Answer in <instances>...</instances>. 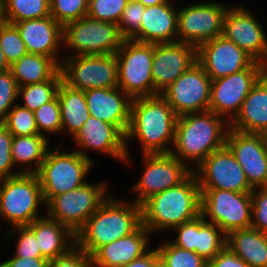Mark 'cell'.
<instances>
[{
	"instance_id": "15",
	"label": "cell",
	"mask_w": 267,
	"mask_h": 267,
	"mask_svg": "<svg viewBox=\"0 0 267 267\" xmlns=\"http://www.w3.org/2000/svg\"><path fill=\"white\" fill-rule=\"evenodd\" d=\"M212 80L196 62L160 95L178 115L209 110Z\"/></svg>"
},
{
	"instance_id": "18",
	"label": "cell",
	"mask_w": 267,
	"mask_h": 267,
	"mask_svg": "<svg viewBox=\"0 0 267 267\" xmlns=\"http://www.w3.org/2000/svg\"><path fill=\"white\" fill-rule=\"evenodd\" d=\"M197 62V48L183 42L154 44L152 78L154 95L160 94Z\"/></svg>"
},
{
	"instance_id": "46",
	"label": "cell",
	"mask_w": 267,
	"mask_h": 267,
	"mask_svg": "<svg viewBox=\"0 0 267 267\" xmlns=\"http://www.w3.org/2000/svg\"><path fill=\"white\" fill-rule=\"evenodd\" d=\"M176 237L171 241L175 246L196 253L198 240V217L182 223L173 229Z\"/></svg>"
},
{
	"instance_id": "33",
	"label": "cell",
	"mask_w": 267,
	"mask_h": 267,
	"mask_svg": "<svg viewBox=\"0 0 267 267\" xmlns=\"http://www.w3.org/2000/svg\"><path fill=\"white\" fill-rule=\"evenodd\" d=\"M226 241L227 235L217 225L198 216L197 254L209 261L226 247Z\"/></svg>"
},
{
	"instance_id": "32",
	"label": "cell",
	"mask_w": 267,
	"mask_h": 267,
	"mask_svg": "<svg viewBox=\"0 0 267 267\" xmlns=\"http://www.w3.org/2000/svg\"><path fill=\"white\" fill-rule=\"evenodd\" d=\"M61 82L62 76L59 70L50 80L19 87L18 98L21 97L23 100V105L20 106L34 112L57 96Z\"/></svg>"
},
{
	"instance_id": "28",
	"label": "cell",
	"mask_w": 267,
	"mask_h": 267,
	"mask_svg": "<svg viewBox=\"0 0 267 267\" xmlns=\"http://www.w3.org/2000/svg\"><path fill=\"white\" fill-rule=\"evenodd\" d=\"M226 246L249 267H267V233L253 227L235 230L227 235Z\"/></svg>"
},
{
	"instance_id": "11",
	"label": "cell",
	"mask_w": 267,
	"mask_h": 267,
	"mask_svg": "<svg viewBox=\"0 0 267 267\" xmlns=\"http://www.w3.org/2000/svg\"><path fill=\"white\" fill-rule=\"evenodd\" d=\"M60 72L62 82L76 90L118 87L116 54L63 57Z\"/></svg>"
},
{
	"instance_id": "23",
	"label": "cell",
	"mask_w": 267,
	"mask_h": 267,
	"mask_svg": "<svg viewBox=\"0 0 267 267\" xmlns=\"http://www.w3.org/2000/svg\"><path fill=\"white\" fill-rule=\"evenodd\" d=\"M92 117L116 125L125 135L130 124L132 99L120 88H94L84 91Z\"/></svg>"
},
{
	"instance_id": "22",
	"label": "cell",
	"mask_w": 267,
	"mask_h": 267,
	"mask_svg": "<svg viewBox=\"0 0 267 267\" xmlns=\"http://www.w3.org/2000/svg\"><path fill=\"white\" fill-rule=\"evenodd\" d=\"M14 25L28 53L52 58L60 66L63 59L59 51L63 47V27L52 16L24 20Z\"/></svg>"
},
{
	"instance_id": "24",
	"label": "cell",
	"mask_w": 267,
	"mask_h": 267,
	"mask_svg": "<svg viewBox=\"0 0 267 267\" xmlns=\"http://www.w3.org/2000/svg\"><path fill=\"white\" fill-rule=\"evenodd\" d=\"M150 234L141 224L130 235L103 245L91 256V267H124L150 250Z\"/></svg>"
},
{
	"instance_id": "40",
	"label": "cell",
	"mask_w": 267,
	"mask_h": 267,
	"mask_svg": "<svg viewBox=\"0 0 267 267\" xmlns=\"http://www.w3.org/2000/svg\"><path fill=\"white\" fill-rule=\"evenodd\" d=\"M13 229L4 232L5 239H12L15 233L17 236L16 249L13 256L22 258H44L38 247L34 232L28 226H16Z\"/></svg>"
},
{
	"instance_id": "4",
	"label": "cell",
	"mask_w": 267,
	"mask_h": 267,
	"mask_svg": "<svg viewBox=\"0 0 267 267\" xmlns=\"http://www.w3.org/2000/svg\"><path fill=\"white\" fill-rule=\"evenodd\" d=\"M141 224L140 205L109 196L75 235L76 245L91 257L103 245L130 235Z\"/></svg>"
},
{
	"instance_id": "56",
	"label": "cell",
	"mask_w": 267,
	"mask_h": 267,
	"mask_svg": "<svg viewBox=\"0 0 267 267\" xmlns=\"http://www.w3.org/2000/svg\"><path fill=\"white\" fill-rule=\"evenodd\" d=\"M263 65H264V69H265L267 67V59Z\"/></svg>"
},
{
	"instance_id": "41",
	"label": "cell",
	"mask_w": 267,
	"mask_h": 267,
	"mask_svg": "<svg viewBox=\"0 0 267 267\" xmlns=\"http://www.w3.org/2000/svg\"><path fill=\"white\" fill-rule=\"evenodd\" d=\"M145 6L138 0H128L118 27L125 40H132L140 31Z\"/></svg>"
},
{
	"instance_id": "48",
	"label": "cell",
	"mask_w": 267,
	"mask_h": 267,
	"mask_svg": "<svg viewBox=\"0 0 267 267\" xmlns=\"http://www.w3.org/2000/svg\"><path fill=\"white\" fill-rule=\"evenodd\" d=\"M207 267H249V265L226 246L213 259L207 261Z\"/></svg>"
},
{
	"instance_id": "14",
	"label": "cell",
	"mask_w": 267,
	"mask_h": 267,
	"mask_svg": "<svg viewBox=\"0 0 267 267\" xmlns=\"http://www.w3.org/2000/svg\"><path fill=\"white\" fill-rule=\"evenodd\" d=\"M144 172L132 186L133 201L142 205L151 196L183 182L193 170L171 154H143Z\"/></svg>"
},
{
	"instance_id": "37",
	"label": "cell",
	"mask_w": 267,
	"mask_h": 267,
	"mask_svg": "<svg viewBox=\"0 0 267 267\" xmlns=\"http://www.w3.org/2000/svg\"><path fill=\"white\" fill-rule=\"evenodd\" d=\"M34 115L40 135L48 138L49 134L62 133L60 103L57 96L36 109Z\"/></svg>"
},
{
	"instance_id": "26",
	"label": "cell",
	"mask_w": 267,
	"mask_h": 267,
	"mask_svg": "<svg viewBox=\"0 0 267 267\" xmlns=\"http://www.w3.org/2000/svg\"><path fill=\"white\" fill-rule=\"evenodd\" d=\"M230 128L243 133L257 134L267 128V74L265 73L244 99Z\"/></svg>"
},
{
	"instance_id": "55",
	"label": "cell",
	"mask_w": 267,
	"mask_h": 267,
	"mask_svg": "<svg viewBox=\"0 0 267 267\" xmlns=\"http://www.w3.org/2000/svg\"><path fill=\"white\" fill-rule=\"evenodd\" d=\"M154 267H166L162 262L161 260H159Z\"/></svg>"
},
{
	"instance_id": "12",
	"label": "cell",
	"mask_w": 267,
	"mask_h": 267,
	"mask_svg": "<svg viewBox=\"0 0 267 267\" xmlns=\"http://www.w3.org/2000/svg\"><path fill=\"white\" fill-rule=\"evenodd\" d=\"M198 3L178 9L177 27V41L196 48L222 36L223 19L228 9V5L221 2Z\"/></svg>"
},
{
	"instance_id": "47",
	"label": "cell",
	"mask_w": 267,
	"mask_h": 267,
	"mask_svg": "<svg viewBox=\"0 0 267 267\" xmlns=\"http://www.w3.org/2000/svg\"><path fill=\"white\" fill-rule=\"evenodd\" d=\"M47 267H91V257L77 245L48 261Z\"/></svg>"
},
{
	"instance_id": "50",
	"label": "cell",
	"mask_w": 267,
	"mask_h": 267,
	"mask_svg": "<svg viewBox=\"0 0 267 267\" xmlns=\"http://www.w3.org/2000/svg\"><path fill=\"white\" fill-rule=\"evenodd\" d=\"M160 260L159 254L156 248L150 249L143 256L133 260L124 267H154Z\"/></svg>"
},
{
	"instance_id": "25",
	"label": "cell",
	"mask_w": 267,
	"mask_h": 267,
	"mask_svg": "<svg viewBox=\"0 0 267 267\" xmlns=\"http://www.w3.org/2000/svg\"><path fill=\"white\" fill-rule=\"evenodd\" d=\"M167 0L164 3L145 7L139 33L132 39L136 42L157 44L177 41L178 9Z\"/></svg>"
},
{
	"instance_id": "49",
	"label": "cell",
	"mask_w": 267,
	"mask_h": 267,
	"mask_svg": "<svg viewBox=\"0 0 267 267\" xmlns=\"http://www.w3.org/2000/svg\"><path fill=\"white\" fill-rule=\"evenodd\" d=\"M45 258H22L13 256L0 263V267H47Z\"/></svg>"
},
{
	"instance_id": "54",
	"label": "cell",
	"mask_w": 267,
	"mask_h": 267,
	"mask_svg": "<svg viewBox=\"0 0 267 267\" xmlns=\"http://www.w3.org/2000/svg\"><path fill=\"white\" fill-rule=\"evenodd\" d=\"M6 23L4 3L0 0V28Z\"/></svg>"
},
{
	"instance_id": "13",
	"label": "cell",
	"mask_w": 267,
	"mask_h": 267,
	"mask_svg": "<svg viewBox=\"0 0 267 267\" xmlns=\"http://www.w3.org/2000/svg\"><path fill=\"white\" fill-rule=\"evenodd\" d=\"M264 74L263 63L254 61L242 71L212 80L209 110L230 123L239 113L251 88Z\"/></svg>"
},
{
	"instance_id": "1",
	"label": "cell",
	"mask_w": 267,
	"mask_h": 267,
	"mask_svg": "<svg viewBox=\"0 0 267 267\" xmlns=\"http://www.w3.org/2000/svg\"><path fill=\"white\" fill-rule=\"evenodd\" d=\"M177 119L178 115L160 94L132 99L124 162L130 161L128 142L135 138L143 154H170Z\"/></svg>"
},
{
	"instance_id": "5",
	"label": "cell",
	"mask_w": 267,
	"mask_h": 267,
	"mask_svg": "<svg viewBox=\"0 0 267 267\" xmlns=\"http://www.w3.org/2000/svg\"><path fill=\"white\" fill-rule=\"evenodd\" d=\"M46 205L37 174L21 173L0 180V216L7 225L28 226L39 214V206Z\"/></svg>"
},
{
	"instance_id": "7",
	"label": "cell",
	"mask_w": 267,
	"mask_h": 267,
	"mask_svg": "<svg viewBox=\"0 0 267 267\" xmlns=\"http://www.w3.org/2000/svg\"><path fill=\"white\" fill-rule=\"evenodd\" d=\"M124 40L118 24L85 16L63 27V57L116 54Z\"/></svg>"
},
{
	"instance_id": "29",
	"label": "cell",
	"mask_w": 267,
	"mask_h": 267,
	"mask_svg": "<svg viewBox=\"0 0 267 267\" xmlns=\"http://www.w3.org/2000/svg\"><path fill=\"white\" fill-rule=\"evenodd\" d=\"M57 97L60 103L62 132L73 137L91 116L84 91L70 88L61 82Z\"/></svg>"
},
{
	"instance_id": "43",
	"label": "cell",
	"mask_w": 267,
	"mask_h": 267,
	"mask_svg": "<svg viewBox=\"0 0 267 267\" xmlns=\"http://www.w3.org/2000/svg\"><path fill=\"white\" fill-rule=\"evenodd\" d=\"M18 89L10 69L0 74V123L5 120L7 113L19 99Z\"/></svg>"
},
{
	"instance_id": "3",
	"label": "cell",
	"mask_w": 267,
	"mask_h": 267,
	"mask_svg": "<svg viewBox=\"0 0 267 267\" xmlns=\"http://www.w3.org/2000/svg\"><path fill=\"white\" fill-rule=\"evenodd\" d=\"M201 190L192 172L180 184L155 194L141 205L142 224L151 232L173 230L200 215Z\"/></svg>"
},
{
	"instance_id": "52",
	"label": "cell",
	"mask_w": 267,
	"mask_h": 267,
	"mask_svg": "<svg viewBox=\"0 0 267 267\" xmlns=\"http://www.w3.org/2000/svg\"><path fill=\"white\" fill-rule=\"evenodd\" d=\"M257 135L259 136V138L261 140L263 148L267 152V128L258 132Z\"/></svg>"
},
{
	"instance_id": "36",
	"label": "cell",
	"mask_w": 267,
	"mask_h": 267,
	"mask_svg": "<svg viewBox=\"0 0 267 267\" xmlns=\"http://www.w3.org/2000/svg\"><path fill=\"white\" fill-rule=\"evenodd\" d=\"M2 124L13 136H31L39 134L34 112L16 103L7 113Z\"/></svg>"
},
{
	"instance_id": "38",
	"label": "cell",
	"mask_w": 267,
	"mask_h": 267,
	"mask_svg": "<svg viewBox=\"0 0 267 267\" xmlns=\"http://www.w3.org/2000/svg\"><path fill=\"white\" fill-rule=\"evenodd\" d=\"M89 0H50L51 16L64 27L87 16Z\"/></svg>"
},
{
	"instance_id": "20",
	"label": "cell",
	"mask_w": 267,
	"mask_h": 267,
	"mask_svg": "<svg viewBox=\"0 0 267 267\" xmlns=\"http://www.w3.org/2000/svg\"><path fill=\"white\" fill-rule=\"evenodd\" d=\"M72 139L78 146L76 152L88 160H91L87 152L89 150L103 152L107 156L123 162L127 157L126 135L116 125L92 116L86 120Z\"/></svg>"
},
{
	"instance_id": "45",
	"label": "cell",
	"mask_w": 267,
	"mask_h": 267,
	"mask_svg": "<svg viewBox=\"0 0 267 267\" xmlns=\"http://www.w3.org/2000/svg\"><path fill=\"white\" fill-rule=\"evenodd\" d=\"M12 139L13 135L0 123V180L21 174V170H12L15 167L11 158Z\"/></svg>"
},
{
	"instance_id": "34",
	"label": "cell",
	"mask_w": 267,
	"mask_h": 267,
	"mask_svg": "<svg viewBox=\"0 0 267 267\" xmlns=\"http://www.w3.org/2000/svg\"><path fill=\"white\" fill-rule=\"evenodd\" d=\"M3 3L6 22L10 24L51 16L50 0H3Z\"/></svg>"
},
{
	"instance_id": "44",
	"label": "cell",
	"mask_w": 267,
	"mask_h": 267,
	"mask_svg": "<svg viewBox=\"0 0 267 267\" xmlns=\"http://www.w3.org/2000/svg\"><path fill=\"white\" fill-rule=\"evenodd\" d=\"M252 197V224L256 230L267 233V185L254 188Z\"/></svg>"
},
{
	"instance_id": "42",
	"label": "cell",
	"mask_w": 267,
	"mask_h": 267,
	"mask_svg": "<svg viewBox=\"0 0 267 267\" xmlns=\"http://www.w3.org/2000/svg\"><path fill=\"white\" fill-rule=\"evenodd\" d=\"M128 0H89L87 16L118 24Z\"/></svg>"
},
{
	"instance_id": "16",
	"label": "cell",
	"mask_w": 267,
	"mask_h": 267,
	"mask_svg": "<svg viewBox=\"0 0 267 267\" xmlns=\"http://www.w3.org/2000/svg\"><path fill=\"white\" fill-rule=\"evenodd\" d=\"M200 188H215L232 192H252L244 170L225 145L212 152L193 170Z\"/></svg>"
},
{
	"instance_id": "53",
	"label": "cell",
	"mask_w": 267,
	"mask_h": 267,
	"mask_svg": "<svg viewBox=\"0 0 267 267\" xmlns=\"http://www.w3.org/2000/svg\"><path fill=\"white\" fill-rule=\"evenodd\" d=\"M138 1L141 2L145 7H149L164 3L167 0H138Z\"/></svg>"
},
{
	"instance_id": "30",
	"label": "cell",
	"mask_w": 267,
	"mask_h": 267,
	"mask_svg": "<svg viewBox=\"0 0 267 267\" xmlns=\"http://www.w3.org/2000/svg\"><path fill=\"white\" fill-rule=\"evenodd\" d=\"M49 138L40 134L31 136H13L11 158L14 166L25 165L21 173L36 174L49 149ZM35 164V166H33ZM34 167V168H33ZM30 168V169H29ZM33 168V169H32Z\"/></svg>"
},
{
	"instance_id": "6",
	"label": "cell",
	"mask_w": 267,
	"mask_h": 267,
	"mask_svg": "<svg viewBox=\"0 0 267 267\" xmlns=\"http://www.w3.org/2000/svg\"><path fill=\"white\" fill-rule=\"evenodd\" d=\"M51 148L46 153L45 160L36 173L47 203L52 197L79 188L86 183V175L92 169L94 161L88 160L75 150Z\"/></svg>"
},
{
	"instance_id": "31",
	"label": "cell",
	"mask_w": 267,
	"mask_h": 267,
	"mask_svg": "<svg viewBox=\"0 0 267 267\" xmlns=\"http://www.w3.org/2000/svg\"><path fill=\"white\" fill-rule=\"evenodd\" d=\"M18 87L50 80L60 66L46 56L27 53L10 66Z\"/></svg>"
},
{
	"instance_id": "27",
	"label": "cell",
	"mask_w": 267,
	"mask_h": 267,
	"mask_svg": "<svg viewBox=\"0 0 267 267\" xmlns=\"http://www.w3.org/2000/svg\"><path fill=\"white\" fill-rule=\"evenodd\" d=\"M28 227L34 232L40 252L47 260L66 254L76 245V236L47 215L35 219Z\"/></svg>"
},
{
	"instance_id": "19",
	"label": "cell",
	"mask_w": 267,
	"mask_h": 267,
	"mask_svg": "<svg viewBox=\"0 0 267 267\" xmlns=\"http://www.w3.org/2000/svg\"><path fill=\"white\" fill-rule=\"evenodd\" d=\"M255 60L223 35L197 48V62L216 80L248 68Z\"/></svg>"
},
{
	"instance_id": "8",
	"label": "cell",
	"mask_w": 267,
	"mask_h": 267,
	"mask_svg": "<svg viewBox=\"0 0 267 267\" xmlns=\"http://www.w3.org/2000/svg\"><path fill=\"white\" fill-rule=\"evenodd\" d=\"M107 184L88 183L52 197L46 203V215L57 220L76 235L86 221L109 198Z\"/></svg>"
},
{
	"instance_id": "10",
	"label": "cell",
	"mask_w": 267,
	"mask_h": 267,
	"mask_svg": "<svg viewBox=\"0 0 267 267\" xmlns=\"http://www.w3.org/2000/svg\"><path fill=\"white\" fill-rule=\"evenodd\" d=\"M154 44L124 40L116 52L118 88L131 99L154 96L152 78Z\"/></svg>"
},
{
	"instance_id": "2",
	"label": "cell",
	"mask_w": 267,
	"mask_h": 267,
	"mask_svg": "<svg viewBox=\"0 0 267 267\" xmlns=\"http://www.w3.org/2000/svg\"><path fill=\"white\" fill-rule=\"evenodd\" d=\"M229 128L225 118L210 110L178 116L170 154L194 170L212 152L225 146Z\"/></svg>"
},
{
	"instance_id": "21",
	"label": "cell",
	"mask_w": 267,
	"mask_h": 267,
	"mask_svg": "<svg viewBox=\"0 0 267 267\" xmlns=\"http://www.w3.org/2000/svg\"><path fill=\"white\" fill-rule=\"evenodd\" d=\"M225 145L244 170L253 189L267 185V152L257 134L229 128Z\"/></svg>"
},
{
	"instance_id": "17",
	"label": "cell",
	"mask_w": 267,
	"mask_h": 267,
	"mask_svg": "<svg viewBox=\"0 0 267 267\" xmlns=\"http://www.w3.org/2000/svg\"><path fill=\"white\" fill-rule=\"evenodd\" d=\"M258 19L244 6L228 7L222 35L260 63L267 59V36Z\"/></svg>"
},
{
	"instance_id": "9",
	"label": "cell",
	"mask_w": 267,
	"mask_h": 267,
	"mask_svg": "<svg viewBox=\"0 0 267 267\" xmlns=\"http://www.w3.org/2000/svg\"><path fill=\"white\" fill-rule=\"evenodd\" d=\"M200 215L217 225L226 235L252 224L251 192H232L215 188H200ZM210 220H209V219Z\"/></svg>"
},
{
	"instance_id": "39",
	"label": "cell",
	"mask_w": 267,
	"mask_h": 267,
	"mask_svg": "<svg viewBox=\"0 0 267 267\" xmlns=\"http://www.w3.org/2000/svg\"><path fill=\"white\" fill-rule=\"evenodd\" d=\"M0 46L10 66L28 53L17 27L7 22L0 28Z\"/></svg>"
},
{
	"instance_id": "51",
	"label": "cell",
	"mask_w": 267,
	"mask_h": 267,
	"mask_svg": "<svg viewBox=\"0 0 267 267\" xmlns=\"http://www.w3.org/2000/svg\"><path fill=\"white\" fill-rule=\"evenodd\" d=\"M9 69H10V65L7 63V60L0 46V74L8 71Z\"/></svg>"
},
{
	"instance_id": "35",
	"label": "cell",
	"mask_w": 267,
	"mask_h": 267,
	"mask_svg": "<svg viewBox=\"0 0 267 267\" xmlns=\"http://www.w3.org/2000/svg\"><path fill=\"white\" fill-rule=\"evenodd\" d=\"M161 244L156 249L166 267H207V261L199 254L179 248L171 240Z\"/></svg>"
}]
</instances>
